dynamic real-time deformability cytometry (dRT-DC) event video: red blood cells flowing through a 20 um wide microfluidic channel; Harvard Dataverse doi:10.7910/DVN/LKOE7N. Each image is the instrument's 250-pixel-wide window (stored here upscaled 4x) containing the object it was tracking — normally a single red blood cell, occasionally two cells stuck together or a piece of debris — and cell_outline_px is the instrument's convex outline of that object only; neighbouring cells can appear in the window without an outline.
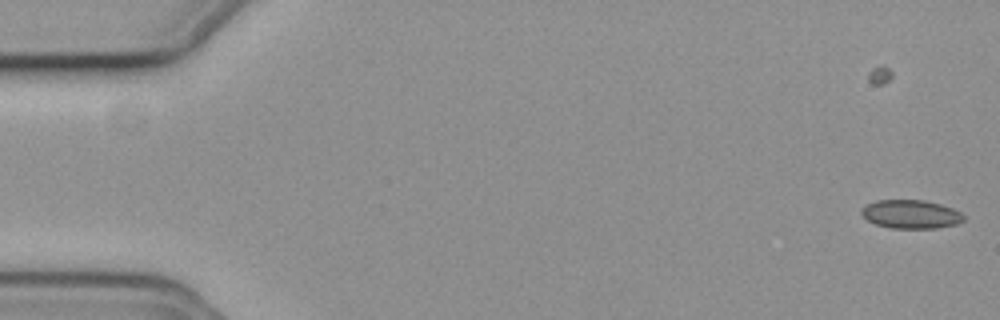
{"species": "common noctule bat (a hibernating species)", "species_latin": "Nyctalus noctula", "temperature_condition": "cold", "stored_images_in_passage": 5, "camera_frame_rate_fps": 3000, "um_per_image_px": 0.085, "animal": {"sex": "female", "body_mass_g": 19.3, "forearm_length_mm": 54.1}, "frame": {"image": 1, "passage_image": 5, "time_ms": 1.333, "image_size_px": [1000, 320], "cell_outline_px": [[964, 220], [956, 224], [936, 228], [892, 228], [876, 224], [868, 220], [860, 212], [868, 204], [876, 200], [924, 200], [940, 204], [952, 208], [960, 212], [964, 216]], "centroid_in_image_um": [77.45, 18.2], "position_along_channel_um": 7.6, "area_um2": 16.82}}